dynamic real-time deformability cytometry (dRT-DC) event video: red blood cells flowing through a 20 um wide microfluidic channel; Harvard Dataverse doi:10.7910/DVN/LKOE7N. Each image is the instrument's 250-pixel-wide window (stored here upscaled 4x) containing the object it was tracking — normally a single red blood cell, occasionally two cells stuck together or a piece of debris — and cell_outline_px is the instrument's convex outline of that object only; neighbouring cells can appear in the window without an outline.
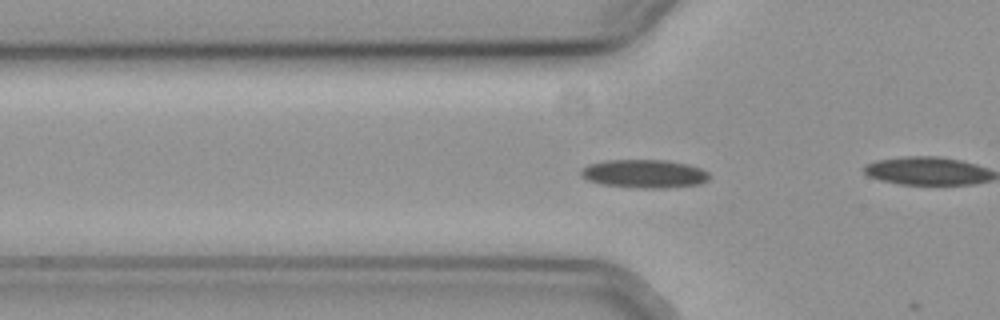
{"species": "common noctule bat (a hibernating species)", "species_latin": "Nyctalus noctula", "temperature_condition": "cold", "stored_images_in_passage": 9, "camera_frame_rate_fps": 3000, "um_per_image_px": 0.085, "animal": {"sex": "female", "body_mass_g": 19.3, "forearm_length_mm": 54.1}, "frame": {"image": 1, "passage_image": 8, "time_ms": 2.333, "image_size_px": [1000, 320], "cell_outline_px": [[708, 180], [700, 184], [664, 188], [636, 188], [600, 184], [588, 180], [580, 176], [580, 168], [588, 164], [604, 160], [668, 160], [688, 164], [700, 168], [708, 172]], "centroid_in_image_um": [54.72, 14.76], "position_along_channel_um": 71.1, "area_um2": 21.44}}